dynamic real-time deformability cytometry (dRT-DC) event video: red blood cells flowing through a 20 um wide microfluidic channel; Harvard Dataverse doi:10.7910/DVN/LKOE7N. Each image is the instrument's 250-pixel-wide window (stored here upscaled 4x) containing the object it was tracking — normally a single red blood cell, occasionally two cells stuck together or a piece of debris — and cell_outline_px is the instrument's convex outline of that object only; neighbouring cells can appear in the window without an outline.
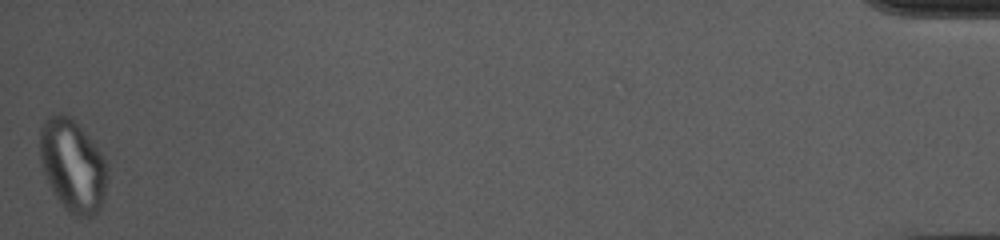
{"species": "common noctule bat (a hibernating species)", "species_latin": "Nyctalus noctula", "temperature_condition": "cold", "stored_images_in_passage": 53, "camera_frame_rate_fps": 3000, "um_per_image_px": 0.085, "animal": {"sex": "female", "body_mass_g": 10.0, "forearm_length_mm": 53.1}, "frame": {"image": 1, "passage_image": 53, "time_ms": 17.333, "image_size_px": [1000, 240], "cell_outline_px": [[108, 176], [104, 200], [100, 208], [92, 216], [72, 216], [64, 208], [48, 184], [40, 164], [40, 128], [44, 120], [48, 116], [60, 112], [72, 116], [92, 140], [104, 156], [108, 164]], "centroid_in_image_um": [6.19, 14.05], "position_along_channel_um": 429.0, "area_um2": 37.05}, "authors_computed_cell_mechanics": {"area_um2": 26.4724, "velocity_mm_per_s": 3.675, "shape_relaxation_time_tau1_ms": null, "shape_relaxation_time_tau2_ms": 1.6207, "deformation_change_tau1": null, "deformation_change_tau2": 0.09}}